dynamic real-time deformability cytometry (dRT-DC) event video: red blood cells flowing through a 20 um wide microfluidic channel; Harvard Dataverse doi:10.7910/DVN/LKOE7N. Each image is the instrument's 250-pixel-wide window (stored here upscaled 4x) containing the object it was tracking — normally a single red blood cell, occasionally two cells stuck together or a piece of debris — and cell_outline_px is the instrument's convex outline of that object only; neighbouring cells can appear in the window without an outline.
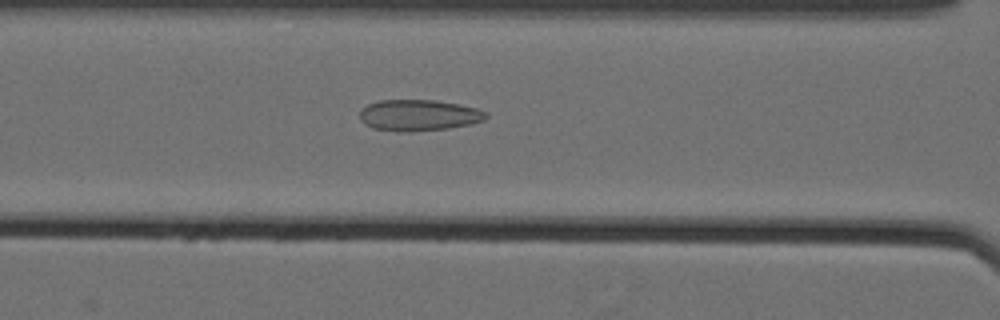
{"species": "Egyptian fruit bat (a non-hibernating species)", "species_latin": "Rousettus aegyptiacus", "temperature_condition": "cold", "stored_images_in_passage": 47, "camera_frame_rate_fps": 3000, "um_per_image_px": 0.085, "animal": {"sex": "female"}, "frame": {"image": 1, "passage_image": 16, "time_ms": 5.0, "image_size_px": [1000, 320], "cell_outline_px": [[488, 116], [484, 120], [468, 124], [448, 128], [408, 132], [400, 132], [372, 128], [364, 124], [360, 120], [360, 108], [368, 104], [380, 100], [436, 100], [476, 108], [488, 112]], "centroid_in_image_um": [35.55, 9.8], "position_along_channel_um": 131.1, "area_um2": 23.0}}
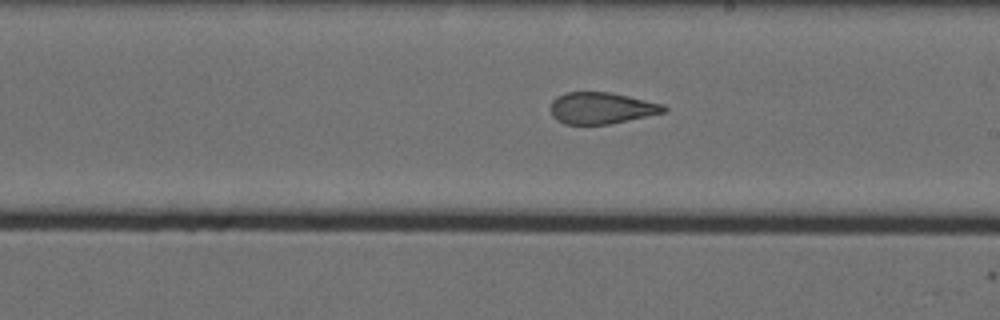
{"frame": {"image": 2, "passage_image": 25, "time_ms": 8.0, "image_size_px": [1000, 320], "cell_outline_px": [[668, 112], [608, 124], [564, 124], [556, 120], [552, 116], [552, 100], [556, 96], [564, 92], [608, 92], [628, 96], [664, 104], [668, 108]], "centroid_in_image_um": [51.14, 9.18], "position_along_channel_um": 237.9, "area_um2": 20.87}}
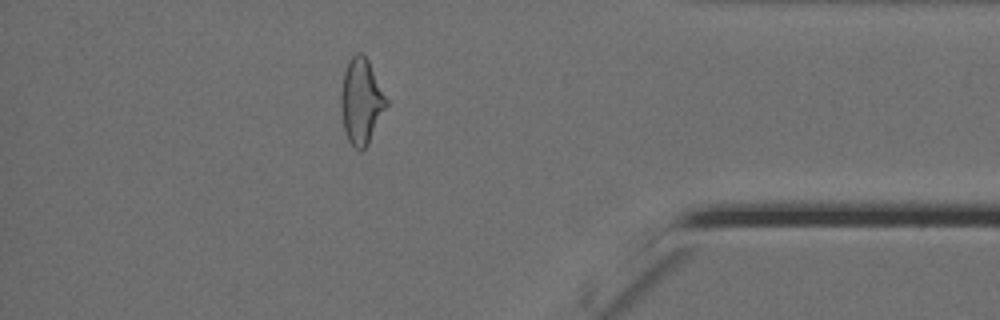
{"frame": {"image": 3, "passage_image": 41, "time_ms": 13.333, "image_size_px": [1000, 320], "cell_outline_px": [[388, 104], [368, 144], [360, 152], [348, 140], [344, 132], [340, 108], [340, 92], [344, 72], [348, 60], [356, 52], [360, 52], [368, 60], [388, 100]], "centroid_in_image_um": [30.68, 8.61], "position_along_channel_um": 404.5, "area_um2": 22.72}, "authors_computed_cell_mechanics": {"area_um2": 22.7154, "velocity_mm_per_s": 3.5521, "shape_relaxation_time_tau1_ms": null, "shape_relaxation_time_tau2_ms": 1.7296, "deformation_change_tau1": null, "deformation_change_tau2": 0.0901}}